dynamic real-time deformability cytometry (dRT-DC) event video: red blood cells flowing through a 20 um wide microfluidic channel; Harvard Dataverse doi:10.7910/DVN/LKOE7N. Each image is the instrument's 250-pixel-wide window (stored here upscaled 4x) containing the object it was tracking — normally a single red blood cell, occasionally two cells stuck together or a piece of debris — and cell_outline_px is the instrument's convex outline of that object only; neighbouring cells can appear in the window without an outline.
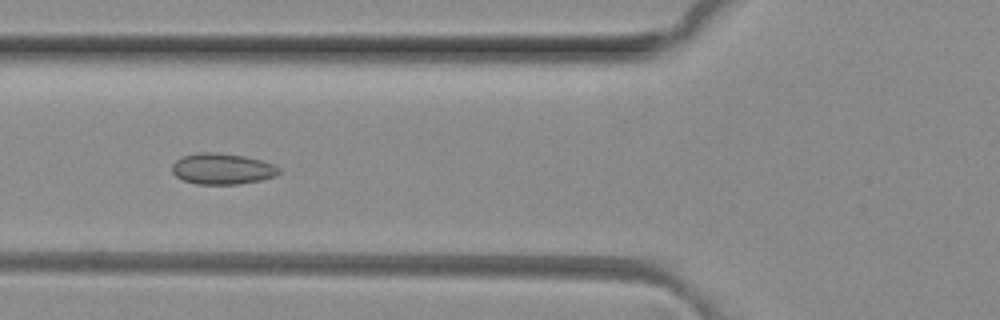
{"species": "common noctule bat (a hibernating species)", "species_latin": "Nyctalus noctula", "temperature_condition": "room temperature", "stored_images_in_passage": 5, "camera_frame_rate_fps": 3000, "um_per_image_px": 0.085, "animal": {"sex": "female", "body_mass_g": 29.2, "forearm_length_mm": 56.3}, "frame": {"image": 1, "passage_image": 5, "time_ms": 1.333, "image_size_px": [1000, 320], "cell_outline_px": [[280, 172], [276, 176], [260, 180], [240, 184], [196, 184], [184, 180], [176, 176], [172, 172], [172, 164], [176, 160], [184, 156], [200, 152], [216, 152], [244, 156], [260, 160], [272, 164], [280, 168]], "centroid_in_image_um": [18.89, 14.35], "position_along_channel_um": 106.9, "area_um2": 19.25}}